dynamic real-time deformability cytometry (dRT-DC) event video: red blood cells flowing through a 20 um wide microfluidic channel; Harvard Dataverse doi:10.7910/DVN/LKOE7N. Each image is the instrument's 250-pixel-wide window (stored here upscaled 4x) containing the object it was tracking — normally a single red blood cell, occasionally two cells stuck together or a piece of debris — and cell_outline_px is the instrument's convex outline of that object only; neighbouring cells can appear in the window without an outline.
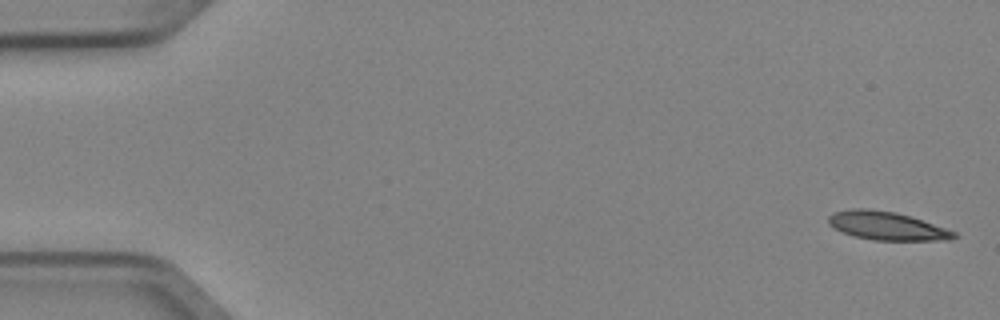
{"species": "Egyptian fruit bat (a non-hibernating species)", "species_latin": "Rousettus aegyptiacus", "temperature_condition": "cold", "stored_images_in_passage": 6, "segment_of_instrument_passage": [1, 2], "camera_frame_rate_fps": 3000, "um_per_image_px": 0.085, "animal": {"sex": "female"}, "frame": {"image": 1, "passage_image": 1, "time_ms": 0.0, "image_size_px": [1000, 320], "cell_outline_px": [[956, 236], [948, 240], [872, 240], [852, 236], [832, 228], [828, 224], [828, 216], [832, 212], [852, 208], [868, 208], [896, 212], [956, 232]], "centroid_in_image_um": [75.27, 19.19], "position_along_channel_um": 9.7, "area_um2": 20.69}}
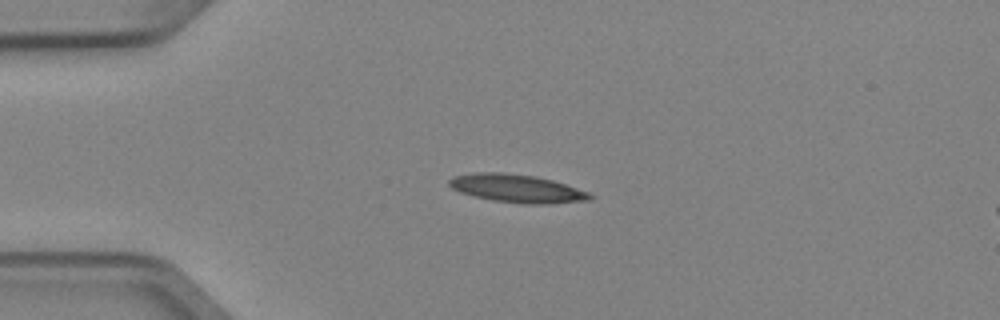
{"frame": {"image": 2, "passage_image": 4, "time_ms": 1.0, "image_size_px": [1000, 320], "cell_outline_px": [[596, 196], [588, 200], [548, 204], [524, 204], [492, 200], [460, 192], [452, 188], [448, 184], [448, 180], [452, 176], [476, 172], [500, 172], [536, 176], [552, 180], [588, 192]], "centroid_in_image_um": [43.92, 16.01], "position_along_channel_um": 41.1, "area_um2": 23.0}}